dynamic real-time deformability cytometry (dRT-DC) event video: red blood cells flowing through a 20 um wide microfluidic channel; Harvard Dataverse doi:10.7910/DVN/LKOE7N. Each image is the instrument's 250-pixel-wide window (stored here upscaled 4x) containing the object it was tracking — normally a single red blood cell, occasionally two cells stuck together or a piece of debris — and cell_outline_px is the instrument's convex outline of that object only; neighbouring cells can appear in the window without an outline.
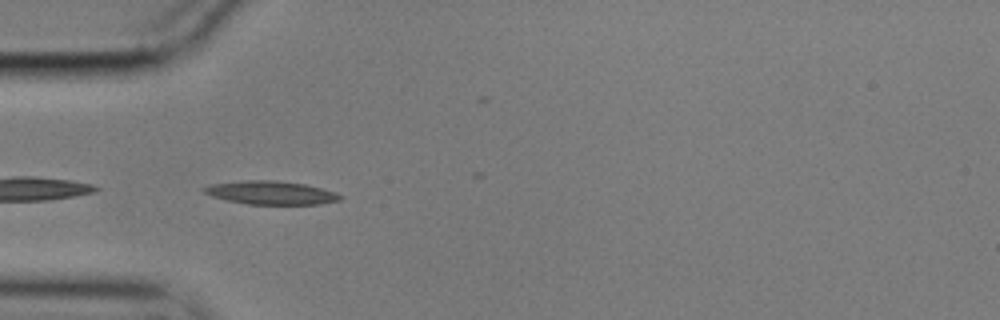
{"species": "common noctule bat (a hibernating species)", "species_latin": "Nyctalus noctula", "temperature_condition": "cold", "stored_images_in_passage": 40, "camera_frame_rate_fps": 3000, "um_per_image_px": 0.085, "animal": {"sex": "male", "body_mass_g": 17.9}, "frame": {"image": 1, "passage_image": 1, "time_ms": 0.0, "image_size_px": [1000, 320], "cell_outline_px": [[344, 196], [340, 200], [320, 204], [248, 204], [228, 200], [212, 196], [204, 192], [200, 188], [212, 184], [244, 180], [276, 180], [304, 184], [336, 192]], "centroid_in_image_um": [23.04, 16.38], "position_along_channel_um": 62.0, "area_um2": 18.5}}
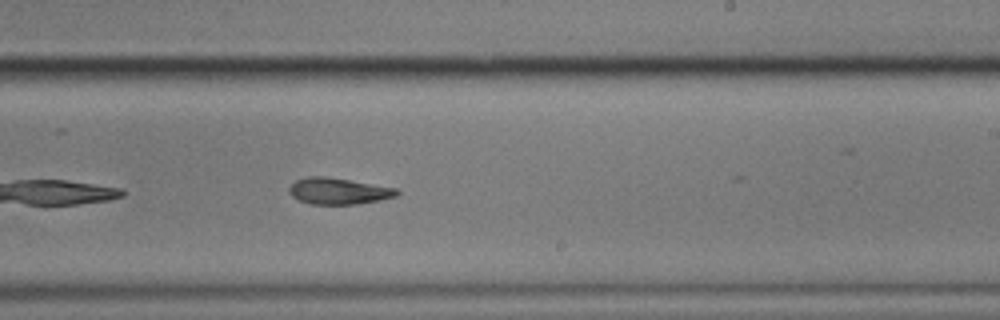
{"frame": {"image": 2, "passage_image": 18, "time_ms": 5.667, "image_size_px": [1000, 320], "cell_outline_px": [[400, 192], [396, 196], [380, 200], [356, 204], [312, 204], [300, 200], [292, 196], [288, 192], [288, 188], [296, 180], [308, 176], [328, 176], [396, 188]], "centroid_in_image_um": [28.76, 16.23], "position_along_channel_um": 260.2, "area_um2": 16.53}}
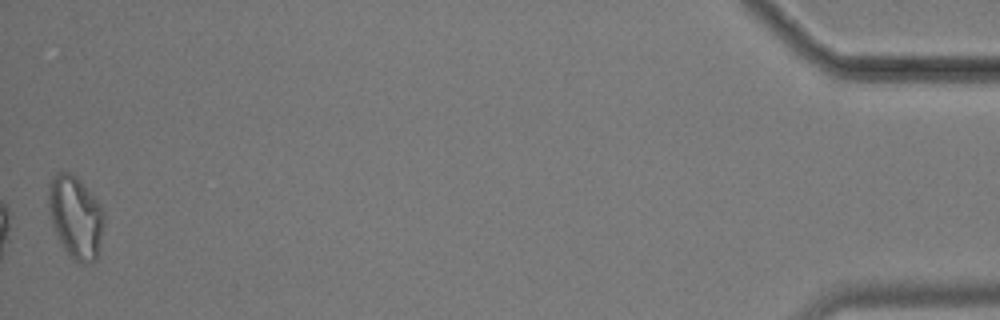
{"frame": {"image": 3, "passage_image": 40, "time_ms": 13.0, "image_size_px": [1000, 320], "cell_outline_px": [[104, 224], [100, 248], [96, 260], [92, 264], [80, 264], [60, 244], [56, 236], [52, 224], [48, 208], [48, 184], [52, 176], [56, 172], [72, 172], [84, 184], [100, 204], [104, 212]], "centroid_in_image_um": [6.43, 18.44], "position_along_channel_um": 428.8, "area_um2": 27.17}, "authors_computed_cell_mechanics": {"area_um2": 17.2244, "velocity_mm_per_s": 3.5332, "shape_relaxation_time_tau1_ms": 7.2063, "shape_relaxation_time_tau2_ms": 3.9551, "deformation_change_tau1": 0.1697, "deformation_change_tau2": 0.1154}}